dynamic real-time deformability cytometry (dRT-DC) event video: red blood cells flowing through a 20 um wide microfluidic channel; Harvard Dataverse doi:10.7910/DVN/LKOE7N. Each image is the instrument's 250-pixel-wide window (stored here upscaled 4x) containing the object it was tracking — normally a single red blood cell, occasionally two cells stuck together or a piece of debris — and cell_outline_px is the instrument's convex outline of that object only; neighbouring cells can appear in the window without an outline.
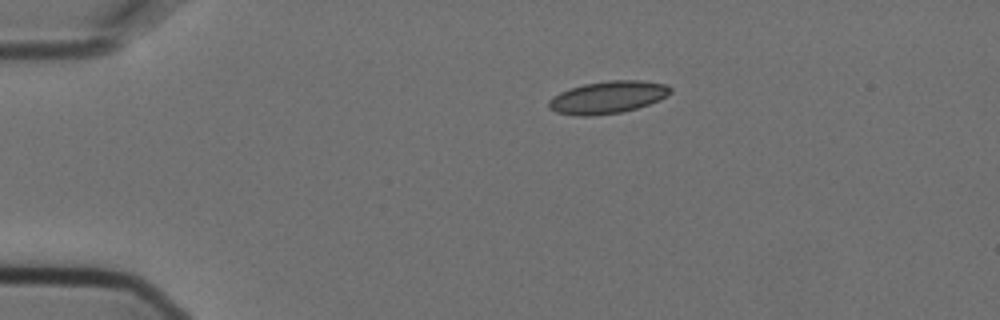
{"species": "Egyptian fruit bat (a non-hibernating species)", "species_latin": "Rousettus aegyptiacus", "temperature_condition": "cold", "stored_images_in_passage": 2, "camera_frame_rate_fps": 3000, "um_per_image_px": 0.085, "animal": {"sex": "female"}, "frame": {"image": 1, "passage_image": 1, "time_ms": 0.0, "image_size_px": [1000, 320], "cell_outline_px": [[672, 92], [660, 100], [636, 108], [620, 112], [592, 116], [572, 116], [556, 112], [548, 108], [548, 100], [552, 96], [560, 92], [584, 84], [608, 80], [640, 80], [668, 84], [672, 88]], "centroid_in_image_um": [51.65, 8.27], "position_along_channel_um": 33.4, "area_um2": 23.12}}